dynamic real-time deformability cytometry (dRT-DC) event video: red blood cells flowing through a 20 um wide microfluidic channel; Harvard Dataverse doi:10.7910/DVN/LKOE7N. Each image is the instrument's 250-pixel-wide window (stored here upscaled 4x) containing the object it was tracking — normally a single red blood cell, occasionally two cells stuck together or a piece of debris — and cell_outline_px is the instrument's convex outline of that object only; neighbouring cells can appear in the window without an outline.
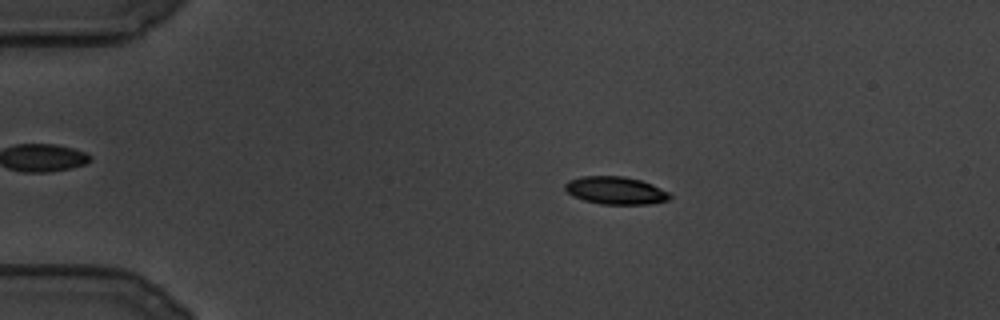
{"species": "common noctule bat (a hibernating species)", "species_latin": "Nyctalus noctula", "temperature_condition": "cold", "stored_images_in_passage": 116, "camera_frame_rate_fps": 3000, "um_per_image_px": 0.085, "animal": {"sex": "male", "body_mass_g": 19.5, "forearm_length_mm": 54.6}, "frame": {"image": 1, "passage_image": 24, "time_ms": 7.667, "image_size_px": [1000, 320], "cell_outline_px": [[672, 196], [668, 200], [648, 204], [600, 204], [584, 200], [572, 196], [564, 188], [564, 184], [568, 180], [580, 176], [624, 176], [640, 180], [652, 184], [668, 192]], "centroid_in_image_um": [52.29, 16.18], "position_along_channel_um": 32.7, "area_um2": 16.94}}
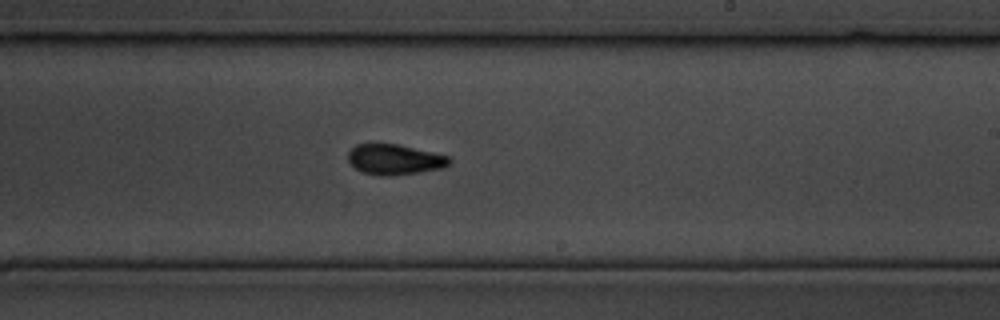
{"frame": {"image": 2, "passage_image": 71, "time_ms": 23.333, "image_size_px": [1000, 320], "cell_outline_px": [[452, 160], [444, 168], [420, 172], [388, 176], [380, 176], [364, 172], [356, 168], [348, 160], [348, 152], [356, 144], [396, 144], [432, 152], [448, 156]], "centroid_in_image_um": [33.55, 13.56], "position_along_channel_um": 255.5, "area_um2": 17.74}}
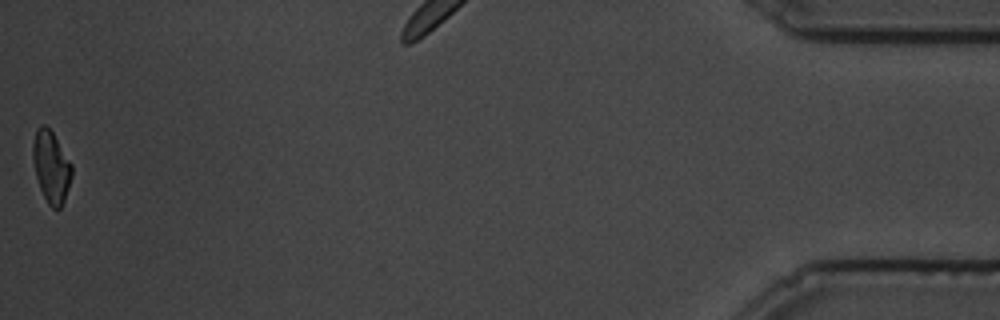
{"frame": {"image": 3, "passage_image": 116, "time_ms": 38.333, "image_size_px": [1000, 320], "cell_outline_px": [[72, 176], [64, 200], [60, 208], [52, 208], [48, 204], [40, 188], [36, 176], [32, 156], [32, 144], [36, 128], [40, 124], [44, 124], [52, 132], [72, 164]], "centroid_in_image_um": [4.34, 14.15], "position_along_channel_um": 430.9, "area_um2": 16.18}}